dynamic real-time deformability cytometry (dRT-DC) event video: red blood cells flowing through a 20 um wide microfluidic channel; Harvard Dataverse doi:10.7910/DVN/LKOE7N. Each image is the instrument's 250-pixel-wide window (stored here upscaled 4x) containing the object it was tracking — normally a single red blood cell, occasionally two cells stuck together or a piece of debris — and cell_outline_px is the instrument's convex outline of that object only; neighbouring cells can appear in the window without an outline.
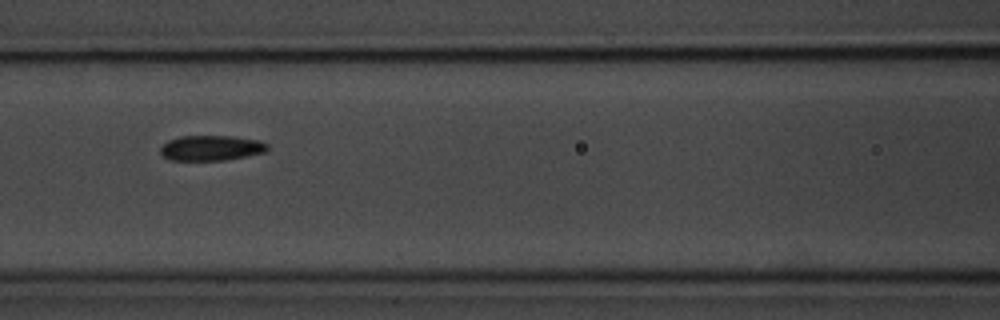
{"species": "common noctule bat (a hibernating species)", "species_latin": "Nyctalus noctula", "temperature_condition": "room temperature", "stored_images_in_passage": 6, "camera_frame_rate_fps": 3000, "um_per_image_px": 0.085, "animal": {"sex": "male", "body_mass_g": 20.1, "forearm_length_mm": 53.5}, "frame": {"image": 1, "passage_image": 3, "time_ms": 0.667, "image_size_px": [1000, 320], "cell_outline_px": [[268, 148], [264, 152], [224, 160], [168, 160], [160, 152], [160, 148], [168, 140], [180, 136], [232, 136], [260, 140], [268, 144]], "centroid_in_image_um": [17.93, 12.57], "position_along_channel_um": 148.7, "area_um2": 15.66}}
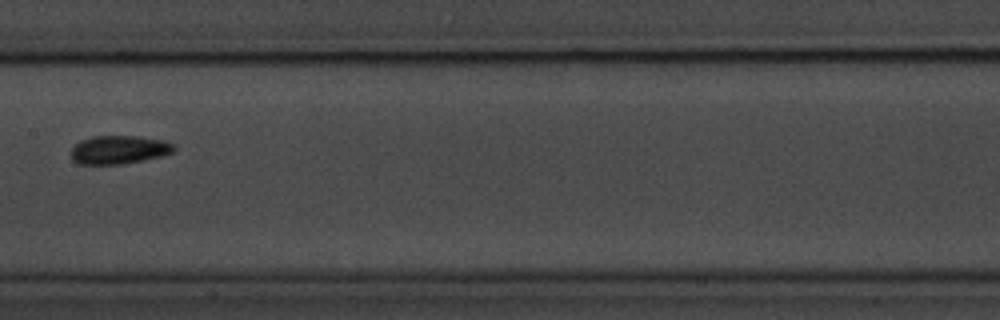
{"frame": {"image": 2, "passage_image": 4, "time_ms": 1.0, "image_size_px": [1000, 320], "cell_outline_px": [[176, 148], [172, 152], [160, 156], [120, 164], [80, 164], [72, 160], [72, 148], [80, 140], [92, 136], [140, 136], [164, 140], [172, 144]], "centroid_in_image_um": [10.09, 12.71], "position_along_channel_um": 197.3, "area_um2": 16.88}}